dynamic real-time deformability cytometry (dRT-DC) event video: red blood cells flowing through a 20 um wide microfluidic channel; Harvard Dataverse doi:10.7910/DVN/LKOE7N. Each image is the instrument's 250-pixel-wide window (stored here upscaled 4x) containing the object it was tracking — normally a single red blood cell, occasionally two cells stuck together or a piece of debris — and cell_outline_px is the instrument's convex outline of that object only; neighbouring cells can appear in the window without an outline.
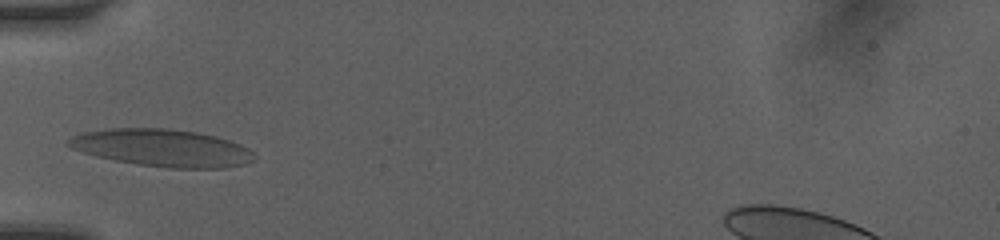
{"species": "human", "species_latin": "Homo sapiens", "temperature_condition": "room temperature", "stored_images_in_passage": 3, "camera_frame_rate_fps": 3000, "um_per_image_px": 0.085, "donor": {"sex": "female"}, "frame": {"image": 1, "passage_image": 2, "time_ms": 1.0, "image_size_px": [1000, 240], "cell_outline_px": [[256, 160], [244, 164], [224, 168], [168, 168], [136, 164], [96, 156], [80, 152], [64, 144], [64, 140], [80, 132], [108, 128], [168, 128], [196, 132], [216, 136], [240, 144], [248, 148], [256, 156]], "centroid_in_image_um": [13.74, 12.56], "position_along_channel_um": 71.3, "area_um2": 40.86}}